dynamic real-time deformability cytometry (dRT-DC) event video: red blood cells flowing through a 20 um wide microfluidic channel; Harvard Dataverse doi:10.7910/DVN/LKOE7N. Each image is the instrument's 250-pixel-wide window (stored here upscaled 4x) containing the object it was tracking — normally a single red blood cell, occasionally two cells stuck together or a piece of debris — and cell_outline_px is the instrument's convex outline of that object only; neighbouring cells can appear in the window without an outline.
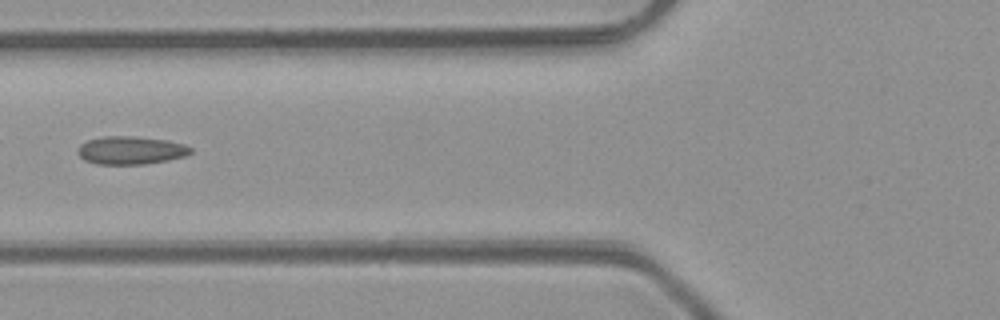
{"species": "common noctule bat (a hibernating species)", "species_latin": "Nyctalus noctula", "temperature_condition": "room temperature", "stored_images_in_passage": 6, "camera_frame_rate_fps": 3000, "um_per_image_px": 0.085, "animal": {"sex": "male", "body_mass_g": 23.1, "forearm_length_mm": 52.7}, "frame": {"image": 1, "passage_image": 6, "time_ms": 5.667, "image_size_px": [1000, 320], "cell_outline_px": [[192, 152], [184, 156], [168, 160], [144, 164], [96, 164], [84, 160], [76, 152], [80, 144], [88, 140], [104, 136], [136, 136], [168, 140], [184, 144], [192, 148]], "centroid_in_image_um": [11.1, 12.77], "position_along_channel_um": 114.7, "area_um2": 18.55}}